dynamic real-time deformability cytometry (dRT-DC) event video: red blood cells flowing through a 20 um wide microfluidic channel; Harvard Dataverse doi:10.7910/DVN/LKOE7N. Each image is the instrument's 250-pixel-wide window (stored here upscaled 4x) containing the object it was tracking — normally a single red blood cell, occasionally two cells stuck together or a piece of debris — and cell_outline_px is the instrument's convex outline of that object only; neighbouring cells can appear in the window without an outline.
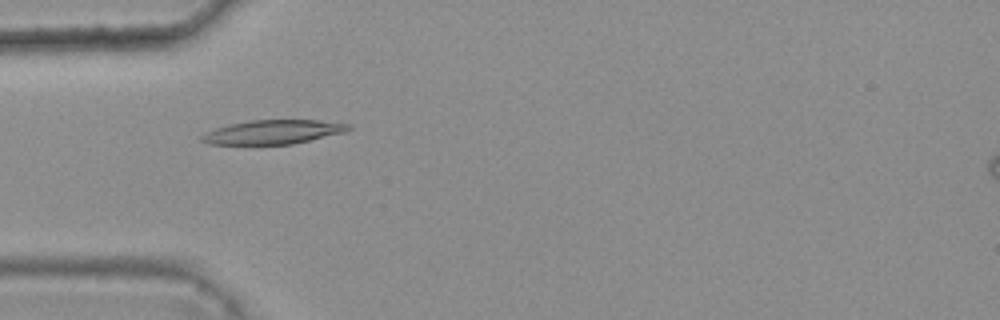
{"species": "common noctule bat (a hibernating species)", "species_latin": "Nyctalus noctula", "temperature_condition": "warm", "stored_images_in_passage": 2, "camera_frame_rate_fps": 3000, "um_per_image_px": 0.085, "animal": {"sex": "female", "body_mass_g": 25.1}, "frame": {"image": 1, "passage_image": 2, "time_ms": 0.333, "image_size_px": [1000, 320], "cell_outline_px": [[352, 128], [344, 132], [292, 144], [208, 144], [200, 140], [200, 136], [204, 132], [228, 124], [252, 120], [320, 120], [352, 124]], "centroid_in_image_um": [23.19, 11.21], "position_along_channel_um": 61.8, "area_um2": 20.58}}